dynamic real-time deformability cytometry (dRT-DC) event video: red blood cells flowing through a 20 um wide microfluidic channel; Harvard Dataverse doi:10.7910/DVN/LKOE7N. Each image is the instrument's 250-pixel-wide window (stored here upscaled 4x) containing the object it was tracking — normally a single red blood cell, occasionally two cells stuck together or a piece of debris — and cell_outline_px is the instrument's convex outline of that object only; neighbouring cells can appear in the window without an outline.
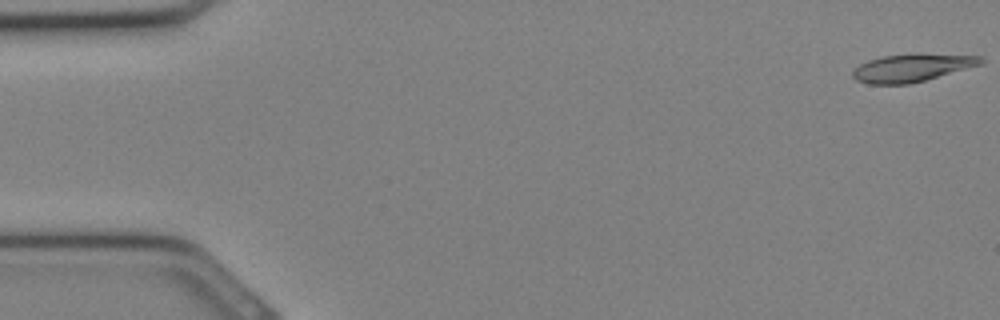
{"species": "Egyptian fruit bat (a non-hibernating species)", "species_latin": "Rousettus aegyptiacus", "temperature_condition": "cold", "stored_images_in_passage": 12, "camera_frame_rate_fps": 3000, "um_per_image_px": 0.085, "animal": {"sex": "female"}, "frame": {"image": 1, "passage_image": 1, "time_ms": 0.0, "image_size_px": [1000, 320], "cell_outline_px": [[984, 60], [980, 64], [924, 80], [908, 84], [868, 84], [856, 80], [852, 76], [852, 72], [860, 64], [868, 60], [884, 56], [916, 52], [920, 52], [980, 56]], "centroid_in_image_um": [77.49, 5.73], "position_along_channel_um": 7.5, "area_um2": 20.75}}
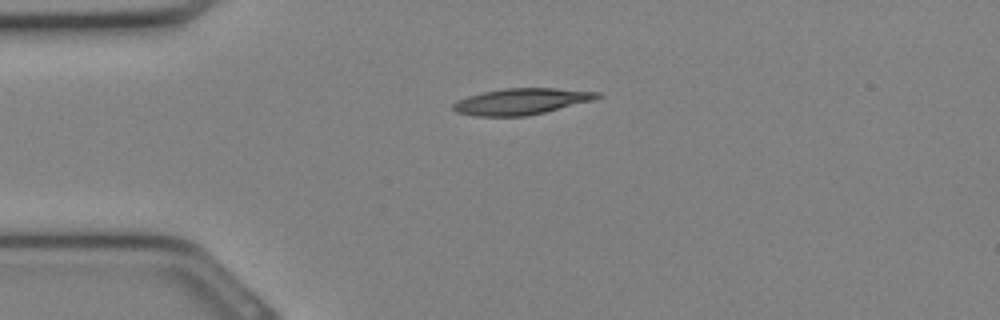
{"frame": {"image": 2, "passage_image": 8, "time_ms": 2.333, "image_size_px": [1000, 320], "cell_outline_px": [[604, 96], [592, 100], [544, 112], [524, 116], [476, 116], [456, 112], [452, 108], [452, 104], [456, 100], [468, 96], [484, 92], [504, 88], [556, 88], [600, 92]], "centroid_in_image_um": [44.3, 8.61], "position_along_channel_um": 40.7, "area_um2": 21.91}}
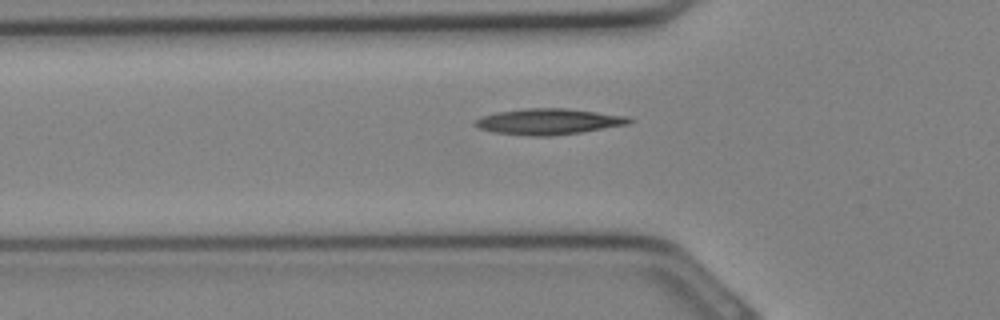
{"frame": {"image": 3, "passage_image": 11, "time_ms": 3.333, "image_size_px": [1000, 320], "cell_outline_px": [[636, 120], [628, 124], [580, 132], [552, 136], [528, 136], [492, 132], [480, 128], [472, 124], [480, 116], [496, 112], [524, 108], [564, 108], [628, 116]], "centroid_in_image_um": [46.6, 10.33], "position_along_channel_um": 79.2, "area_um2": 23.35}}